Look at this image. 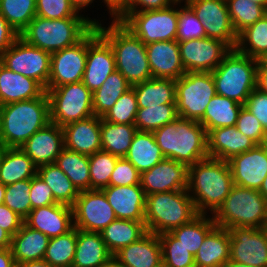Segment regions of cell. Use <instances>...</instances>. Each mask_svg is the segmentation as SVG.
Listing matches in <instances>:
<instances>
[{
	"instance_id": "6da1fadb",
	"label": "cell",
	"mask_w": 267,
	"mask_h": 267,
	"mask_svg": "<svg viewBox=\"0 0 267 267\" xmlns=\"http://www.w3.org/2000/svg\"><path fill=\"white\" fill-rule=\"evenodd\" d=\"M234 186L228 161L205 158L188 167V187L198 214H214Z\"/></svg>"
},
{
	"instance_id": "7a4b0ae2",
	"label": "cell",
	"mask_w": 267,
	"mask_h": 267,
	"mask_svg": "<svg viewBox=\"0 0 267 267\" xmlns=\"http://www.w3.org/2000/svg\"><path fill=\"white\" fill-rule=\"evenodd\" d=\"M50 123V104L47 92L31 100L0 106V144L20 147L35 132Z\"/></svg>"
},
{
	"instance_id": "3957f363",
	"label": "cell",
	"mask_w": 267,
	"mask_h": 267,
	"mask_svg": "<svg viewBox=\"0 0 267 267\" xmlns=\"http://www.w3.org/2000/svg\"><path fill=\"white\" fill-rule=\"evenodd\" d=\"M152 133L165 158L189 167L209 157L207 133L198 121L178 117Z\"/></svg>"
},
{
	"instance_id": "277c9868",
	"label": "cell",
	"mask_w": 267,
	"mask_h": 267,
	"mask_svg": "<svg viewBox=\"0 0 267 267\" xmlns=\"http://www.w3.org/2000/svg\"><path fill=\"white\" fill-rule=\"evenodd\" d=\"M111 23L108 28L99 22L95 27L114 52L116 70L131 86L151 79L146 45L120 21L112 20Z\"/></svg>"
},
{
	"instance_id": "5b68a950",
	"label": "cell",
	"mask_w": 267,
	"mask_h": 267,
	"mask_svg": "<svg viewBox=\"0 0 267 267\" xmlns=\"http://www.w3.org/2000/svg\"><path fill=\"white\" fill-rule=\"evenodd\" d=\"M98 23L87 17L35 18L19 35L27 43L53 53L81 41Z\"/></svg>"
},
{
	"instance_id": "8992f818",
	"label": "cell",
	"mask_w": 267,
	"mask_h": 267,
	"mask_svg": "<svg viewBox=\"0 0 267 267\" xmlns=\"http://www.w3.org/2000/svg\"><path fill=\"white\" fill-rule=\"evenodd\" d=\"M197 215L187 189L146 195L144 222L147 232L158 235L171 232Z\"/></svg>"
},
{
	"instance_id": "52a82bcc",
	"label": "cell",
	"mask_w": 267,
	"mask_h": 267,
	"mask_svg": "<svg viewBox=\"0 0 267 267\" xmlns=\"http://www.w3.org/2000/svg\"><path fill=\"white\" fill-rule=\"evenodd\" d=\"M218 227H267V201L259 190L234 185L223 204L214 213Z\"/></svg>"
},
{
	"instance_id": "ba28073f",
	"label": "cell",
	"mask_w": 267,
	"mask_h": 267,
	"mask_svg": "<svg viewBox=\"0 0 267 267\" xmlns=\"http://www.w3.org/2000/svg\"><path fill=\"white\" fill-rule=\"evenodd\" d=\"M258 60L231 49L211 72L216 94L244 105L256 88Z\"/></svg>"
},
{
	"instance_id": "9c48e42d",
	"label": "cell",
	"mask_w": 267,
	"mask_h": 267,
	"mask_svg": "<svg viewBox=\"0 0 267 267\" xmlns=\"http://www.w3.org/2000/svg\"><path fill=\"white\" fill-rule=\"evenodd\" d=\"M50 104V122L60 127L94 116L93 93L82 81L45 89Z\"/></svg>"
},
{
	"instance_id": "30bf717a",
	"label": "cell",
	"mask_w": 267,
	"mask_h": 267,
	"mask_svg": "<svg viewBox=\"0 0 267 267\" xmlns=\"http://www.w3.org/2000/svg\"><path fill=\"white\" fill-rule=\"evenodd\" d=\"M179 9L170 5L159 10L127 12L119 21L145 45L177 40Z\"/></svg>"
},
{
	"instance_id": "8fae6325",
	"label": "cell",
	"mask_w": 267,
	"mask_h": 267,
	"mask_svg": "<svg viewBox=\"0 0 267 267\" xmlns=\"http://www.w3.org/2000/svg\"><path fill=\"white\" fill-rule=\"evenodd\" d=\"M215 95V81L211 72H186L176 80L178 117L199 121Z\"/></svg>"
},
{
	"instance_id": "7c38bea8",
	"label": "cell",
	"mask_w": 267,
	"mask_h": 267,
	"mask_svg": "<svg viewBox=\"0 0 267 267\" xmlns=\"http://www.w3.org/2000/svg\"><path fill=\"white\" fill-rule=\"evenodd\" d=\"M0 62L9 70L33 78L47 88L51 66L50 52L27 43L19 36L3 53Z\"/></svg>"
},
{
	"instance_id": "4fadbf2b",
	"label": "cell",
	"mask_w": 267,
	"mask_h": 267,
	"mask_svg": "<svg viewBox=\"0 0 267 267\" xmlns=\"http://www.w3.org/2000/svg\"><path fill=\"white\" fill-rule=\"evenodd\" d=\"M72 209L74 227L86 232L100 233L117 219L104 192L100 189L80 191Z\"/></svg>"
},
{
	"instance_id": "5bb4252c",
	"label": "cell",
	"mask_w": 267,
	"mask_h": 267,
	"mask_svg": "<svg viewBox=\"0 0 267 267\" xmlns=\"http://www.w3.org/2000/svg\"><path fill=\"white\" fill-rule=\"evenodd\" d=\"M178 45L186 72H212L231 50L223 41L209 37L181 41Z\"/></svg>"
},
{
	"instance_id": "9a60e30c",
	"label": "cell",
	"mask_w": 267,
	"mask_h": 267,
	"mask_svg": "<svg viewBox=\"0 0 267 267\" xmlns=\"http://www.w3.org/2000/svg\"><path fill=\"white\" fill-rule=\"evenodd\" d=\"M230 232V261L267 267V227H234Z\"/></svg>"
},
{
	"instance_id": "2e32d148",
	"label": "cell",
	"mask_w": 267,
	"mask_h": 267,
	"mask_svg": "<svg viewBox=\"0 0 267 267\" xmlns=\"http://www.w3.org/2000/svg\"><path fill=\"white\" fill-rule=\"evenodd\" d=\"M203 22L206 37L223 41L235 49L237 33L233 28L226 0H185Z\"/></svg>"
},
{
	"instance_id": "e0dca14e",
	"label": "cell",
	"mask_w": 267,
	"mask_h": 267,
	"mask_svg": "<svg viewBox=\"0 0 267 267\" xmlns=\"http://www.w3.org/2000/svg\"><path fill=\"white\" fill-rule=\"evenodd\" d=\"M115 70L114 52L94 27L87 34V58L82 82L93 93Z\"/></svg>"
},
{
	"instance_id": "ac0fdd59",
	"label": "cell",
	"mask_w": 267,
	"mask_h": 267,
	"mask_svg": "<svg viewBox=\"0 0 267 267\" xmlns=\"http://www.w3.org/2000/svg\"><path fill=\"white\" fill-rule=\"evenodd\" d=\"M87 58V35L77 44L51 53L50 76L46 89L80 82Z\"/></svg>"
},
{
	"instance_id": "d6986e66",
	"label": "cell",
	"mask_w": 267,
	"mask_h": 267,
	"mask_svg": "<svg viewBox=\"0 0 267 267\" xmlns=\"http://www.w3.org/2000/svg\"><path fill=\"white\" fill-rule=\"evenodd\" d=\"M140 184L145 195L187 189L188 166L173 159L164 158L141 174Z\"/></svg>"
},
{
	"instance_id": "ffe728a7",
	"label": "cell",
	"mask_w": 267,
	"mask_h": 267,
	"mask_svg": "<svg viewBox=\"0 0 267 267\" xmlns=\"http://www.w3.org/2000/svg\"><path fill=\"white\" fill-rule=\"evenodd\" d=\"M234 185L259 190L267 176V151L262 144L228 160Z\"/></svg>"
},
{
	"instance_id": "44dd1931",
	"label": "cell",
	"mask_w": 267,
	"mask_h": 267,
	"mask_svg": "<svg viewBox=\"0 0 267 267\" xmlns=\"http://www.w3.org/2000/svg\"><path fill=\"white\" fill-rule=\"evenodd\" d=\"M73 220L72 207L56 203L32 209L23 221L31 229L53 238L71 231L74 228Z\"/></svg>"
},
{
	"instance_id": "7402d4cb",
	"label": "cell",
	"mask_w": 267,
	"mask_h": 267,
	"mask_svg": "<svg viewBox=\"0 0 267 267\" xmlns=\"http://www.w3.org/2000/svg\"><path fill=\"white\" fill-rule=\"evenodd\" d=\"M20 148L37 167L53 164L64 149L63 128L50 122L35 132Z\"/></svg>"
},
{
	"instance_id": "603a6c76",
	"label": "cell",
	"mask_w": 267,
	"mask_h": 267,
	"mask_svg": "<svg viewBox=\"0 0 267 267\" xmlns=\"http://www.w3.org/2000/svg\"><path fill=\"white\" fill-rule=\"evenodd\" d=\"M146 52L152 77L177 80L186 73L177 40L146 44Z\"/></svg>"
},
{
	"instance_id": "cb8c5ba5",
	"label": "cell",
	"mask_w": 267,
	"mask_h": 267,
	"mask_svg": "<svg viewBox=\"0 0 267 267\" xmlns=\"http://www.w3.org/2000/svg\"><path fill=\"white\" fill-rule=\"evenodd\" d=\"M63 128L64 148L90 156L101 151V117L71 122Z\"/></svg>"
},
{
	"instance_id": "d4e9b609",
	"label": "cell",
	"mask_w": 267,
	"mask_h": 267,
	"mask_svg": "<svg viewBox=\"0 0 267 267\" xmlns=\"http://www.w3.org/2000/svg\"><path fill=\"white\" fill-rule=\"evenodd\" d=\"M117 219L144 221L146 195L141 184L101 189Z\"/></svg>"
},
{
	"instance_id": "484cf974",
	"label": "cell",
	"mask_w": 267,
	"mask_h": 267,
	"mask_svg": "<svg viewBox=\"0 0 267 267\" xmlns=\"http://www.w3.org/2000/svg\"><path fill=\"white\" fill-rule=\"evenodd\" d=\"M256 145L236 126L220 127L207 133V153L210 158L228 161L233 156L246 152Z\"/></svg>"
},
{
	"instance_id": "4316f807",
	"label": "cell",
	"mask_w": 267,
	"mask_h": 267,
	"mask_svg": "<svg viewBox=\"0 0 267 267\" xmlns=\"http://www.w3.org/2000/svg\"><path fill=\"white\" fill-rule=\"evenodd\" d=\"M113 256L126 267H163L159 236L152 232H147Z\"/></svg>"
},
{
	"instance_id": "83f0119b",
	"label": "cell",
	"mask_w": 267,
	"mask_h": 267,
	"mask_svg": "<svg viewBox=\"0 0 267 267\" xmlns=\"http://www.w3.org/2000/svg\"><path fill=\"white\" fill-rule=\"evenodd\" d=\"M45 92L38 81L9 70L0 62V106L41 97Z\"/></svg>"
},
{
	"instance_id": "f1b7e54d",
	"label": "cell",
	"mask_w": 267,
	"mask_h": 267,
	"mask_svg": "<svg viewBox=\"0 0 267 267\" xmlns=\"http://www.w3.org/2000/svg\"><path fill=\"white\" fill-rule=\"evenodd\" d=\"M195 267H225L230 259V232L216 226L194 256Z\"/></svg>"
},
{
	"instance_id": "f546056e",
	"label": "cell",
	"mask_w": 267,
	"mask_h": 267,
	"mask_svg": "<svg viewBox=\"0 0 267 267\" xmlns=\"http://www.w3.org/2000/svg\"><path fill=\"white\" fill-rule=\"evenodd\" d=\"M49 240L47 235L23 223L11 240L10 249L15 263L43 260Z\"/></svg>"
},
{
	"instance_id": "4dcf8cb0",
	"label": "cell",
	"mask_w": 267,
	"mask_h": 267,
	"mask_svg": "<svg viewBox=\"0 0 267 267\" xmlns=\"http://www.w3.org/2000/svg\"><path fill=\"white\" fill-rule=\"evenodd\" d=\"M112 256L100 233L77 229V244L72 267H100Z\"/></svg>"
},
{
	"instance_id": "1f68e13d",
	"label": "cell",
	"mask_w": 267,
	"mask_h": 267,
	"mask_svg": "<svg viewBox=\"0 0 267 267\" xmlns=\"http://www.w3.org/2000/svg\"><path fill=\"white\" fill-rule=\"evenodd\" d=\"M37 166L20 147H5L0 161V182L5 186L31 179Z\"/></svg>"
},
{
	"instance_id": "d6a6232c",
	"label": "cell",
	"mask_w": 267,
	"mask_h": 267,
	"mask_svg": "<svg viewBox=\"0 0 267 267\" xmlns=\"http://www.w3.org/2000/svg\"><path fill=\"white\" fill-rule=\"evenodd\" d=\"M137 97L138 108L176 104V80L154 78L131 86Z\"/></svg>"
},
{
	"instance_id": "836d02e7",
	"label": "cell",
	"mask_w": 267,
	"mask_h": 267,
	"mask_svg": "<svg viewBox=\"0 0 267 267\" xmlns=\"http://www.w3.org/2000/svg\"><path fill=\"white\" fill-rule=\"evenodd\" d=\"M125 158L142 174L165 157L152 132L137 130Z\"/></svg>"
},
{
	"instance_id": "e575fe53",
	"label": "cell",
	"mask_w": 267,
	"mask_h": 267,
	"mask_svg": "<svg viewBox=\"0 0 267 267\" xmlns=\"http://www.w3.org/2000/svg\"><path fill=\"white\" fill-rule=\"evenodd\" d=\"M147 233L144 221L115 219L101 232L102 239L112 255L139 240Z\"/></svg>"
},
{
	"instance_id": "d590c367",
	"label": "cell",
	"mask_w": 267,
	"mask_h": 267,
	"mask_svg": "<svg viewBox=\"0 0 267 267\" xmlns=\"http://www.w3.org/2000/svg\"><path fill=\"white\" fill-rule=\"evenodd\" d=\"M242 107L240 103L216 94L198 122L205 128L206 133L220 127L235 126Z\"/></svg>"
},
{
	"instance_id": "8d00e7d4",
	"label": "cell",
	"mask_w": 267,
	"mask_h": 267,
	"mask_svg": "<svg viewBox=\"0 0 267 267\" xmlns=\"http://www.w3.org/2000/svg\"><path fill=\"white\" fill-rule=\"evenodd\" d=\"M136 132L134 124H115L101 118V150L125 157Z\"/></svg>"
},
{
	"instance_id": "74e56055",
	"label": "cell",
	"mask_w": 267,
	"mask_h": 267,
	"mask_svg": "<svg viewBox=\"0 0 267 267\" xmlns=\"http://www.w3.org/2000/svg\"><path fill=\"white\" fill-rule=\"evenodd\" d=\"M37 174L51 188L57 203L71 207L75 204L79 191L55 163L37 167Z\"/></svg>"
},
{
	"instance_id": "f35d334b",
	"label": "cell",
	"mask_w": 267,
	"mask_h": 267,
	"mask_svg": "<svg viewBox=\"0 0 267 267\" xmlns=\"http://www.w3.org/2000/svg\"><path fill=\"white\" fill-rule=\"evenodd\" d=\"M235 49L257 60L267 59V13L238 34Z\"/></svg>"
},
{
	"instance_id": "ab89813d",
	"label": "cell",
	"mask_w": 267,
	"mask_h": 267,
	"mask_svg": "<svg viewBox=\"0 0 267 267\" xmlns=\"http://www.w3.org/2000/svg\"><path fill=\"white\" fill-rule=\"evenodd\" d=\"M55 164L67 175L77 190H90L89 156L64 148Z\"/></svg>"
},
{
	"instance_id": "60d3db41",
	"label": "cell",
	"mask_w": 267,
	"mask_h": 267,
	"mask_svg": "<svg viewBox=\"0 0 267 267\" xmlns=\"http://www.w3.org/2000/svg\"><path fill=\"white\" fill-rule=\"evenodd\" d=\"M131 85L118 70L110 74L99 89L93 92V113L97 117H103L111 109L116 101Z\"/></svg>"
},
{
	"instance_id": "b9f144b4",
	"label": "cell",
	"mask_w": 267,
	"mask_h": 267,
	"mask_svg": "<svg viewBox=\"0 0 267 267\" xmlns=\"http://www.w3.org/2000/svg\"><path fill=\"white\" fill-rule=\"evenodd\" d=\"M213 216L206 218V214H198L189 223L173 229L170 233L180 241L194 256L205 237L216 227Z\"/></svg>"
},
{
	"instance_id": "7bdbcfd3",
	"label": "cell",
	"mask_w": 267,
	"mask_h": 267,
	"mask_svg": "<svg viewBox=\"0 0 267 267\" xmlns=\"http://www.w3.org/2000/svg\"><path fill=\"white\" fill-rule=\"evenodd\" d=\"M77 244V228L50 238L43 260L53 267H72Z\"/></svg>"
},
{
	"instance_id": "ee69618b",
	"label": "cell",
	"mask_w": 267,
	"mask_h": 267,
	"mask_svg": "<svg viewBox=\"0 0 267 267\" xmlns=\"http://www.w3.org/2000/svg\"><path fill=\"white\" fill-rule=\"evenodd\" d=\"M178 118L176 104H163L138 108L135 127L138 131L153 132Z\"/></svg>"
},
{
	"instance_id": "f6af8a7d",
	"label": "cell",
	"mask_w": 267,
	"mask_h": 267,
	"mask_svg": "<svg viewBox=\"0 0 267 267\" xmlns=\"http://www.w3.org/2000/svg\"><path fill=\"white\" fill-rule=\"evenodd\" d=\"M0 14L20 35L36 16V0H0Z\"/></svg>"
},
{
	"instance_id": "bcb514c9",
	"label": "cell",
	"mask_w": 267,
	"mask_h": 267,
	"mask_svg": "<svg viewBox=\"0 0 267 267\" xmlns=\"http://www.w3.org/2000/svg\"><path fill=\"white\" fill-rule=\"evenodd\" d=\"M228 12L237 35L261 19L267 10L250 0H226Z\"/></svg>"
},
{
	"instance_id": "7dc6e473",
	"label": "cell",
	"mask_w": 267,
	"mask_h": 267,
	"mask_svg": "<svg viewBox=\"0 0 267 267\" xmlns=\"http://www.w3.org/2000/svg\"><path fill=\"white\" fill-rule=\"evenodd\" d=\"M163 267H195L194 255L170 232L159 234Z\"/></svg>"
},
{
	"instance_id": "c3c4849f",
	"label": "cell",
	"mask_w": 267,
	"mask_h": 267,
	"mask_svg": "<svg viewBox=\"0 0 267 267\" xmlns=\"http://www.w3.org/2000/svg\"><path fill=\"white\" fill-rule=\"evenodd\" d=\"M119 157L98 151L89 156L90 190L109 186V180Z\"/></svg>"
},
{
	"instance_id": "681fc988",
	"label": "cell",
	"mask_w": 267,
	"mask_h": 267,
	"mask_svg": "<svg viewBox=\"0 0 267 267\" xmlns=\"http://www.w3.org/2000/svg\"><path fill=\"white\" fill-rule=\"evenodd\" d=\"M138 111L137 97L131 87L116 101L114 106L102 117L115 124H134Z\"/></svg>"
},
{
	"instance_id": "f907efd6",
	"label": "cell",
	"mask_w": 267,
	"mask_h": 267,
	"mask_svg": "<svg viewBox=\"0 0 267 267\" xmlns=\"http://www.w3.org/2000/svg\"><path fill=\"white\" fill-rule=\"evenodd\" d=\"M29 192L30 179L7 185L3 204L24 220L32 210Z\"/></svg>"
},
{
	"instance_id": "816d5d0a",
	"label": "cell",
	"mask_w": 267,
	"mask_h": 267,
	"mask_svg": "<svg viewBox=\"0 0 267 267\" xmlns=\"http://www.w3.org/2000/svg\"><path fill=\"white\" fill-rule=\"evenodd\" d=\"M206 32L203 22L197 17L194 11L185 3L179 9L177 41L205 38Z\"/></svg>"
},
{
	"instance_id": "f5cc1de1",
	"label": "cell",
	"mask_w": 267,
	"mask_h": 267,
	"mask_svg": "<svg viewBox=\"0 0 267 267\" xmlns=\"http://www.w3.org/2000/svg\"><path fill=\"white\" fill-rule=\"evenodd\" d=\"M36 16L48 19L83 17L79 15L70 0H36Z\"/></svg>"
},
{
	"instance_id": "db71d44e",
	"label": "cell",
	"mask_w": 267,
	"mask_h": 267,
	"mask_svg": "<svg viewBox=\"0 0 267 267\" xmlns=\"http://www.w3.org/2000/svg\"><path fill=\"white\" fill-rule=\"evenodd\" d=\"M141 174L136 167L125 157L117 159L115 168L112 171L110 186H128L140 184Z\"/></svg>"
},
{
	"instance_id": "11a10c76",
	"label": "cell",
	"mask_w": 267,
	"mask_h": 267,
	"mask_svg": "<svg viewBox=\"0 0 267 267\" xmlns=\"http://www.w3.org/2000/svg\"><path fill=\"white\" fill-rule=\"evenodd\" d=\"M235 126L242 134L251 138L257 145L262 144L264 137L267 135L259 120L244 106L239 112Z\"/></svg>"
},
{
	"instance_id": "9f6ffc18",
	"label": "cell",
	"mask_w": 267,
	"mask_h": 267,
	"mask_svg": "<svg viewBox=\"0 0 267 267\" xmlns=\"http://www.w3.org/2000/svg\"><path fill=\"white\" fill-rule=\"evenodd\" d=\"M29 194L32 209L57 203L54 199L51 188L38 174L30 179Z\"/></svg>"
},
{
	"instance_id": "6f0895ef",
	"label": "cell",
	"mask_w": 267,
	"mask_h": 267,
	"mask_svg": "<svg viewBox=\"0 0 267 267\" xmlns=\"http://www.w3.org/2000/svg\"><path fill=\"white\" fill-rule=\"evenodd\" d=\"M243 106L259 120L267 132V94L255 88Z\"/></svg>"
},
{
	"instance_id": "680465c9",
	"label": "cell",
	"mask_w": 267,
	"mask_h": 267,
	"mask_svg": "<svg viewBox=\"0 0 267 267\" xmlns=\"http://www.w3.org/2000/svg\"><path fill=\"white\" fill-rule=\"evenodd\" d=\"M23 219L5 204L0 205V227L12 237L20 230Z\"/></svg>"
},
{
	"instance_id": "91938a15",
	"label": "cell",
	"mask_w": 267,
	"mask_h": 267,
	"mask_svg": "<svg viewBox=\"0 0 267 267\" xmlns=\"http://www.w3.org/2000/svg\"><path fill=\"white\" fill-rule=\"evenodd\" d=\"M183 0H130V6L128 12H143L149 10H159L168 6L178 5ZM140 6L142 9H137Z\"/></svg>"
},
{
	"instance_id": "94428289",
	"label": "cell",
	"mask_w": 267,
	"mask_h": 267,
	"mask_svg": "<svg viewBox=\"0 0 267 267\" xmlns=\"http://www.w3.org/2000/svg\"><path fill=\"white\" fill-rule=\"evenodd\" d=\"M19 34L0 14V58L3 53L16 41Z\"/></svg>"
},
{
	"instance_id": "6125c7cd",
	"label": "cell",
	"mask_w": 267,
	"mask_h": 267,
	"mask_svg": "<svg viewBox=\"0 0 267 267\" xmlns=\"http://www.w3.org/2000/svg\"><path fill=\"white\" fill-rule=\"evenodd\" d=\"M113 21H119L129 10L130 0H104Z\"/></svg>"
},
{
	"instance_id": "be15d7a7",
	"label": "cell",
	"mask_w": 267,
	"mask_h": 267,
	"mask_svg": "<svg viewBox=\"0 0 267 267\" xmlns=\"http://www.w3.org/2000/svg\"><path fill=\"white\" fill-rule=\"evenodd\" d=\"M256 88L267 94V59L258 60Z\"/></svg>"
},
{
	"instance_id": "e7e4bbea",
	"label": "cell",
	"mask_w": 267,
	"mask_h": 267,
	"mask_svg": "<svg viewBox=\"0 0 267 267\" xmlns=\"http://www.w3.org/2000/svg\"><path fill=\"white\" fill-rule=\"evenodd\" d=\"M0 267H16L11 249H0Z\"/></svg>"
},
{
	"instance_id": "03108f58",
	"label": "cell",
	"mask_w": 267,
	"mask_h": 267,
	"mask_svg": "<svg viewBox=\"0 0 267 267\" xmlns=\"http://www.w3.org/2000/svg\"><path fill=\"white\" fill-rule=\"evenodd\" d=\"M12 236L0 227V249L10 248Z\"/></svg>"
},
{
	"instance_id": "003e7915",
	"label": "cell",
	"mask_w": 267,
	"mask_h": 267,
	"mask_svg": "<svg viewBox=\"0 0 267 267\" xmlns=\"http://www.w3.org/2000/svg\"><path fill=\"white\" fill-rule=\"evenodd\" d=\"M16 267H53L45 260L28 261L21 264H16Z\"/></svg>"
},
{
	"instance_id": "a7ac6f4b",
	"label": "cell",
	"mask_w": 267,
	"mask_h": 267,
	"mask_svg": "<svg viewBox=\"0 0 267 267\" xmlns=\"http://www.w3.org/2000/svg\"><path fill=\"white\" fill-rule=\"evenodd\" d=\"M71 4L75 7V9L79 12L83 7H87L89 4L93 2V0H70Z\"/></svg>"
},
{
	"instance_id": "89a4df30",
	"label": "cell",
	"mask_w": 267,
	"mask_h": 267,
	"mask_svg": "<svg viewBox=\"0 0 267 267\" xmlns=\"http://www.w3.org/2000/svg\"><path fill=\"white\" fill-rule=\"evenodd\" d=\"M100 267H126L120 263L114 256H112L107 262Z\"/></svg>"
},
{
	"instance_id": "2644e50d",
	"label": "cell",
	"mask_w": 267,
	"mask_h": 267,
	"mask_svg": "<svg viewBox=\"0 0 267 267\" xmlns=\"http://www.w3.org/2000/svg\"><path fill=\"white\" fill-rule=\"evenodd\" d=\"M259 192L262 194V196L266 199L267 201V176L263 180V183L261 185V188L259 189Z\"/></svg>"
},
{
	"instance_id": "8c879c8a",
	"label": "cell",
	"mask_w": 267,
	"mask_h": 267,
	"mask_svg": "<svg viewBox=\"0 0 267 267\" xmlns=\"http://www.w3.org/2000/svg\"><path fill=\"white\" fill-rule=\"evenodd\" d=\"M225 267H254V266H248V265H244V264H240V263H236L234 261H228L225 264Z\"/></svg>"
},
{
	"instance_id": "753ad0ef",
	"label": "cell",
	"mask_w": 267,
	"mask_h": 267,
	"mask_svg": "<svg viewBox=\"0 0 267 267\" xmlns=\"http://www.w3.org/2000/svg\"><path fill=\"white\" fill-rule=\"evenodd\" d=\"M6 186L0 182V205L4 202Z\"/></svg>"
},
{
	"instance_id": "34e18365",
	"label": "cell",
	"mask_w": 267,
	"mask_h": 267,
	"mask_svg": "<svg viewBox=\"0 0 267 267\" xmlns=\"http://www.w3.org/2000/svg\"><path fill=\"white\" fill-rule=\"evenodd\" d=\"M250 1L263 6L267 10V0H250Z\"/></svg>"
},
{
	"instance_id": "11e5206c",
	"label": "cell",
	"mask_w": 267,
	"mask_h": 267,
	"mask_svg": "<svg viewBox=\"0 0 267 267\" xmlns=\"http://www.w3.org/2000/svg\"><path fill=\"white\" fill-rule=\"evenodd\" d=\"M262 145L264 146V148L267 151V135L264 137V141H263Z\"/></svg>"
},
{
	"instance_id": "2a66077c",
	"label": "cell",
	"mask_w": 267,
	"mask_h": 267,
	"mask_svg": "<svg viewBox=\"0 0 267 267\" xmlns=\"http://www.w3.org/2000/svg\"><path fill=\"white\" fill-rule=\"evenodd\" d=\"M5 147H3L1 144H0V161H1V158H2V155H3V151H4Z\"/></svg>"
}]
</instances>
